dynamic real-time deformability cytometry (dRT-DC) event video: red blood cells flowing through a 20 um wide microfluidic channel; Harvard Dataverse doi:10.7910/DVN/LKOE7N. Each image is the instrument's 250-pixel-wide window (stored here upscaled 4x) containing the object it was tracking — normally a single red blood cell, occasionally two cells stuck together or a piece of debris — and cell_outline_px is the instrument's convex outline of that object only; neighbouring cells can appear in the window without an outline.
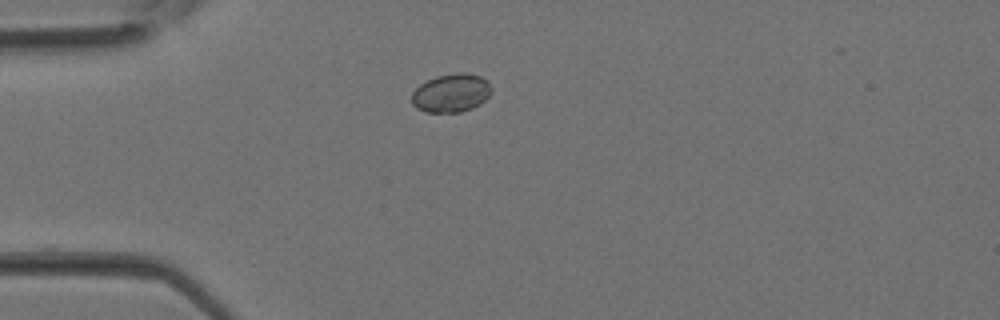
{"species": "Egyptian fruit bat (a non-hibernating species)", "species_latin": "Rousettus aegyptiacus", "temperature_condition": "room temperature", "stored_images_in_passage": 27, "camera_frame_rate_fps": 3000, "um_per_image_px": 0.085, "animal": {"sex": "female"}, "frame": {"image": 1, "passage_image": 1, "time_ms": 0.0, "image_size_px": [1000, 320], "cell_outline_px": [[492, 92], [480, 104], [472, 108], [460, 112], [424, 112], [416, 108], [412, 104], [412, 92], [420, 84], [436, 76], [456, 72], [464, 72], [480, 76], [488, 80], [492, 88]], "centroid_in_image_um": [38.36, 7.9], "position_along_channel_um": 46.6, "area_um2": 18.03}}
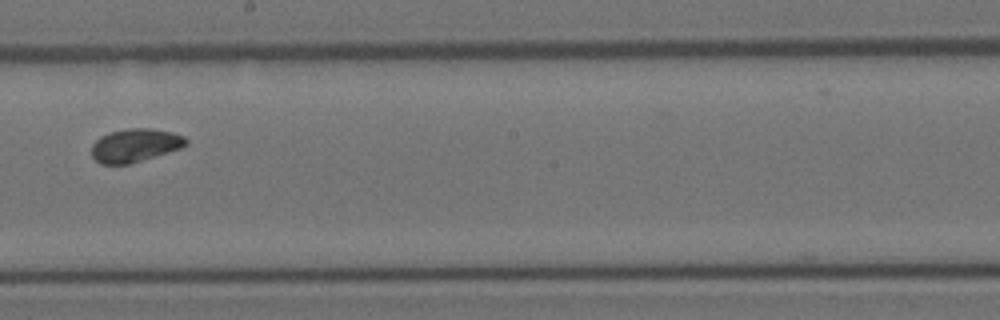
{"frame": {"image": 2, "passage_image": 12, "time_ms": 3.667, "image_size_px": [1000, 320], "cell_outline_px": [[188, 144], [180, 148], [128, 164], [100, 164], [92, 156], [92, 144], [100, 136], [112, 132], [128, 128], [152, 128], [172, 132], [184, 136], [188, 140]], "centroid_in_image_um": [11.48, 12.34], "position_along_channel_um": 236.7, "area_um2": 18.15}}
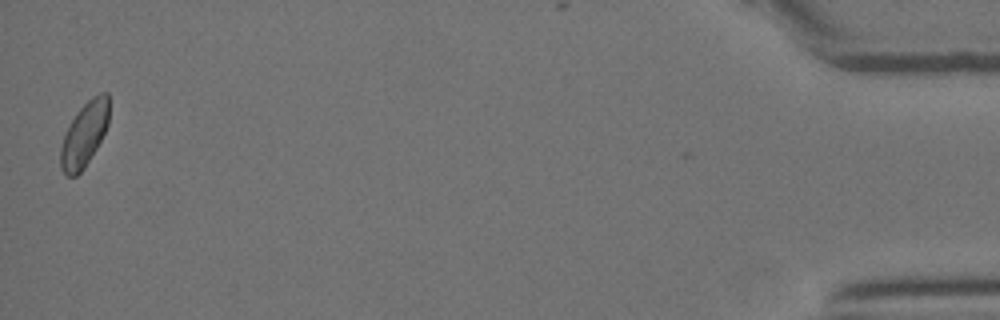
{"frame": {"image": 3, "passage_image": 27, "time_ms": 8.667, "image_size_px": [1000, 320], "cell_outline_px": [[108, 124], [96, 148], [84, 168], [76, 176], [68, 176], [60, 168], [60, 148], [64, 136], [76, 112], [92, 96], [100, 92], [108, 92]], "centroid_in_image_um": [7.16, 11.42], "position_along_channel_um": 428.0, "area_um2": 17.92}}